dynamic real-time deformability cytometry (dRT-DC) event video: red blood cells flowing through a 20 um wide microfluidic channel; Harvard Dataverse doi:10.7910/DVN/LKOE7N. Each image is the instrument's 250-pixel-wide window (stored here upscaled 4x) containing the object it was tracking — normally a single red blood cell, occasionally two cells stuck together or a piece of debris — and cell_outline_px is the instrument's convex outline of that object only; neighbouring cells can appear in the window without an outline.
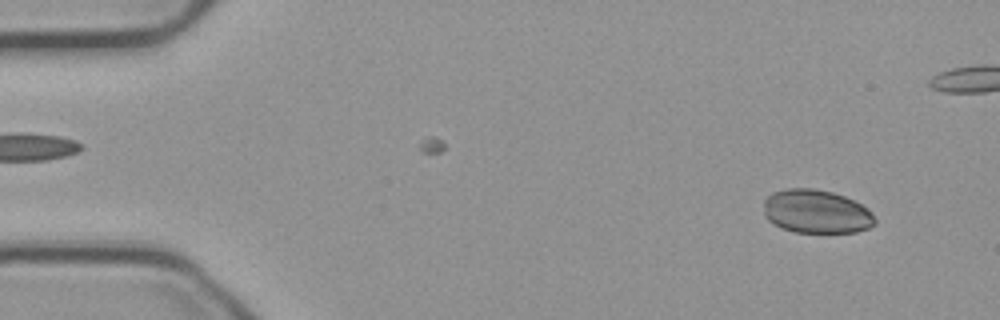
{"species": "common noctule bat (a hibernating species)", "species_latin": "Nyctalus noctula", "temperature_condition": "cold", "stored_images_in_passage": 55, "camera_frame_rate_fps": 3000, "um_per_image_px": 0.085, "animal": {"sex": "male", "body_mass_g": 23.1, "forearm_length_mm": 52.7}, "frame": {"image": 1, "passage_image": 4, "time_ms": 1.0, "image_size_px": [1000, 320], "cell_outline_px": [[876, 224], [868, 228], [856, 232], [796, 232], [780, 228], [768, 220], [764, 216], [764, 200], [772, 192], [784, 188], [816, 188], [832, 192], [844, 196], [868, 208], [872, 212], [876, 220]], "centroid_in_image_um": [69.37, 17.97], "position_along_channel_um": 15.6, "area_um2": 28.5}}
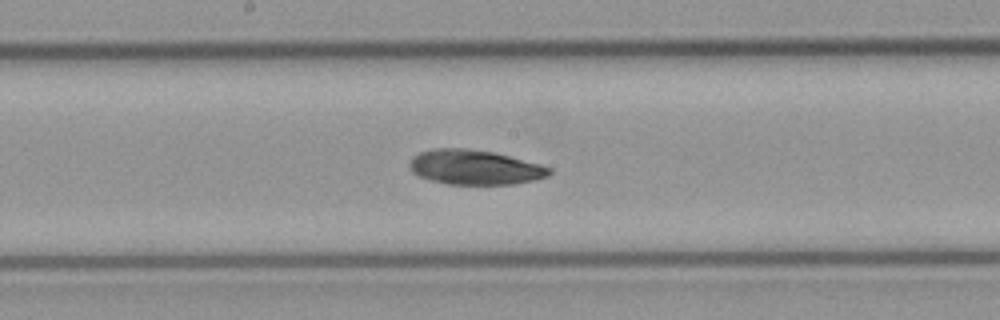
{"frame": {"image": 2, "passage_image": 28, "time_ms": 9.0, "image_size_px": [1000, 320], "cell_outline_px": [[552, 172], [548, 176], [532, 180], [512, 184], [448, 184], [428, 180], [412, 172], [408, 168], [408, 164], [412, 156], [420, 152], [436, 148], [464, 148], [492, 152], [540, 164], [552, 168]], "centroid_in_image_um": [40.31, 14.22], "position_along_channel_um": 207.9, "area_um2": 28.21}}
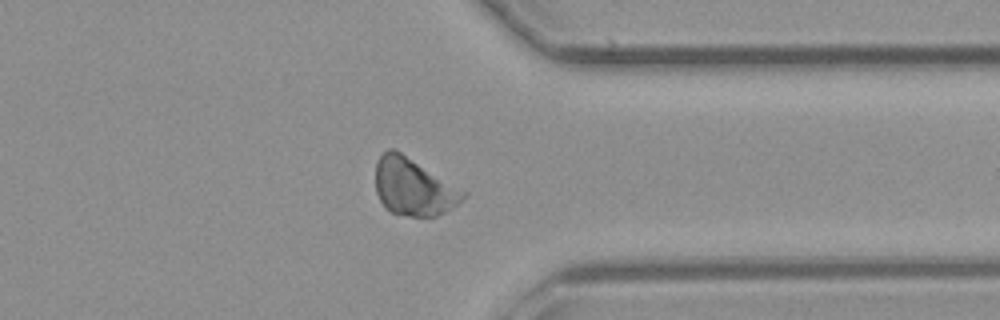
{"frame": {"image": 3, "passage_image": 42, "time_ms": 13.667, "image_size_px": [1000, 320], "cell_outline_px": [[468, 196], [452, 208], [436, 216], [408, 216], [392, 212], [384, 208], [376, 192], [376, 160], [388, 148], [392, 148], [400, 152], [468, 192]], "centroid_in_image_um": [35.15, 15.9], "position_along_channel_um": 376.2, "area_um2": 29.19}, "authors_computed_cell_mechanics": {"area_um2": 29.0734, "velocity_mm_per_s": 3.7269, "shape_relaxation_time_tau1_ms": null, "shape_relaxation_time_tau2_ms": 5.6863, "deformation_change_tau1": null, "deformation_change_tau2": 0.0836}}